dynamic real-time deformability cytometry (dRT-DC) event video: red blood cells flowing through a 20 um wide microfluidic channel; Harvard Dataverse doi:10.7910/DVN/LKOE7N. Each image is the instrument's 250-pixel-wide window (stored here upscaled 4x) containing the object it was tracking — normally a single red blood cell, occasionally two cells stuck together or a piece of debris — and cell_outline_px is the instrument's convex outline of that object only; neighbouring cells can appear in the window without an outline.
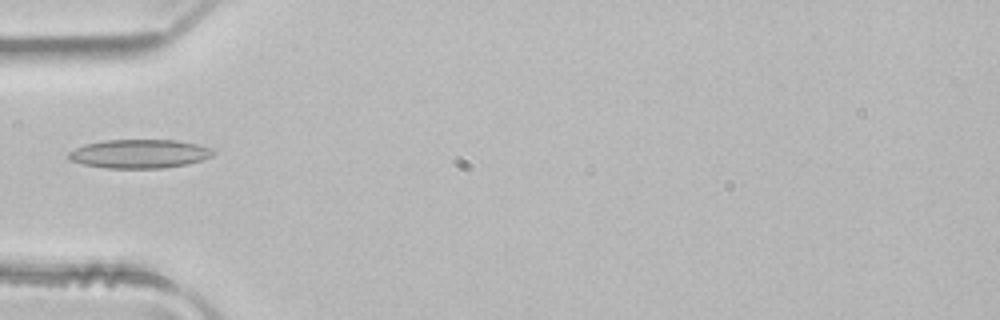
{"species": "common noctule bat (a hibernating species)", "species_latin": "Nyctalus noctula", "temperature_condition": "room temperature", "stored_images_in_passage": 3, "camera_frame_rate_fps": 3000, "um_per_image_px": 0.085, "animal": {"sex": "male", "body_mass_g": 21.5, "forearm_length_mm": 52.0}, "frame": {"image": 1, "passage_image": 3, "time_ms": 0.667, "image_size_px": [1000, 320], "cell_outline_px": [[216, 152], [212, 156], [188, 164], [164, 168], [104, 168], [84, 164], [72, 160], [68, 156], [68, 152], [84, 144], [104, 140], [176, 140], [196, 144], [212, 148]], "centroid_in_image_um": [11.87, 13.07], "position_along_channel_um": 73.1, "area_um2": 24.22}}